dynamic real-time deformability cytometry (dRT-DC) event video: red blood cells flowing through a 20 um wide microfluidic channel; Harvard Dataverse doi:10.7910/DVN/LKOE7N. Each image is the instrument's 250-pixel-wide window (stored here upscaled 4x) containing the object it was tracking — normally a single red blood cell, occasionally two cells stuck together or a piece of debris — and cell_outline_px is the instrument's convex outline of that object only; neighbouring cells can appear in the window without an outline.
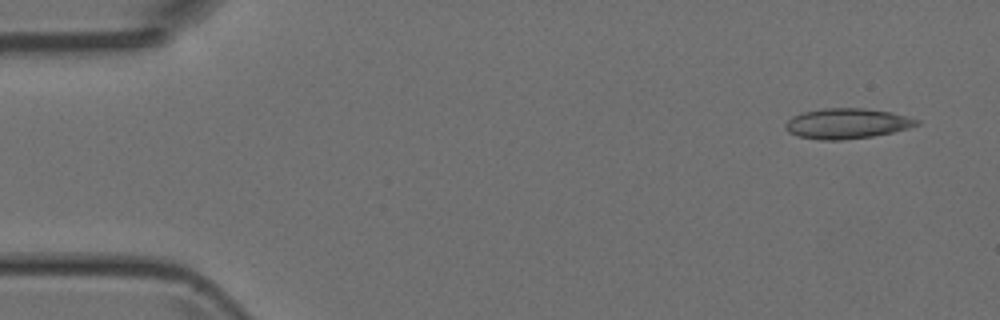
{"species": "Egyptian fruit bat (a non-hibernating species)", "species_latin": "Rousettus aegyptiacus", "temperature_condition": "room temperature", "stored_images_in_passage": 5, "camera_frame_rate_fps": 3000, "um_per_image_px": 0.085, "animal": {"sex": "female"}, "frame": {"image": 1, "passage_image": 1, "time_ms": 0.0, "image_size_px": [1000, 320], "cell_outline_px": [[920, 124], [908, 128], [892, 132], [872, 136], [840, 140], [820, 140], [796, 136], [788, 132], [784, 128], [784, 124], [792, 116], [804, 112], [824, 108], [864, 108], [892, 112], [920, 120]], "centroid_in_image_um": [71.96, 10.5], "position_along_channel_um": 13.0, "area_um2": 23.24}}
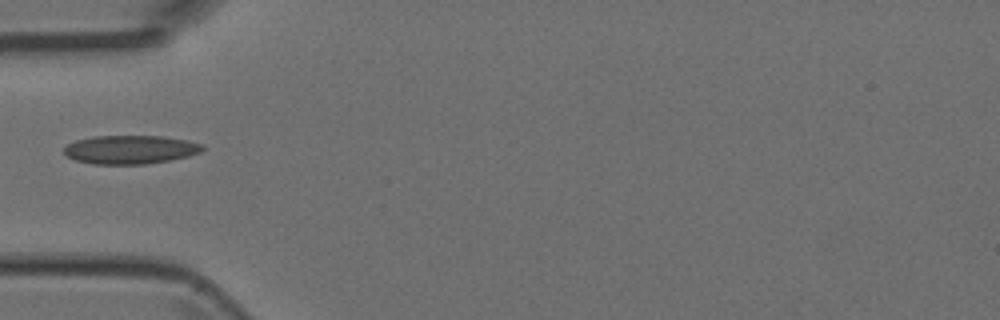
{"frame": {"image": 2, "passage_image": 4, "time_ms": 4.333, "image_size_px": [1000, 320], "cell_outline_px": [[204, 148], [200, 152], [188, 156], [172, 160], [148, 164], [92, 164], [76, 160], [68, 156], [64, 152], [64, 148], [68, 144], [76, 140], [92, 136], [164, 136], [188, 140], [204, 144]], "centroid_in_image_um": [11.11, 12.71], "position_along_channel_um": 73.9, "area_um2": 23.24}}
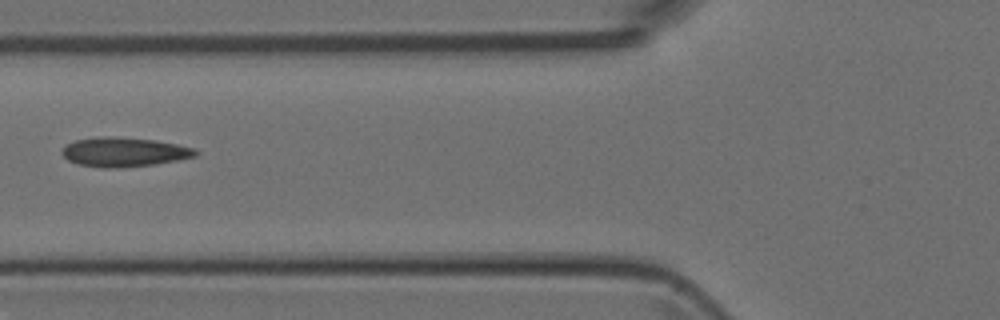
{"frame": {"image": 3, "passage_image": 5, "time_ms": 5.333, "image_size_px": [1000, 320], "cell_outline_px": [[200, 152], [196, 156], [156, 164], [116, 168], [104, 168], [76, 164], [68, 160], [60, 152], [64, 144], [76, 140], [100, 136], [108, 136], [156, 140], [196, 148]], "centroid_in_image_um": [10.53, 12.92], "position_along_channel_um": 115.3, "area_um2": 23.0}}